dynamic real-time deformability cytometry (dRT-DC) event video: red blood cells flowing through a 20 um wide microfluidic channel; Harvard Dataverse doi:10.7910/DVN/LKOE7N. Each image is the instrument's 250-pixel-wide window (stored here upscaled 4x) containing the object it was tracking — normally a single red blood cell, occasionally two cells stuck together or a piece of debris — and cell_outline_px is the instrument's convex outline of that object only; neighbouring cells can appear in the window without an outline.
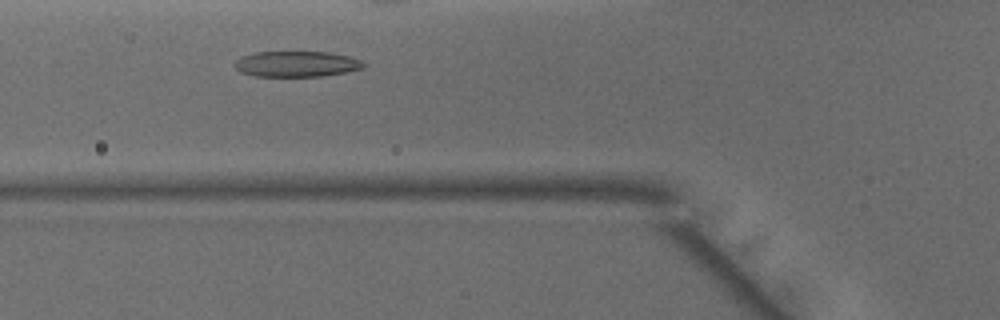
{"species": "common noctule bat (a hibernating species)", "species_latin": "Nyctalus noctula", "temperature_condition": "warm", "stored_images_in_passage": 28, "camera_frame_rate_fps": 3000, "um_per_image_px": 0.085, "animal": {"sex": "male", "body_mass_g": 15.6}, "frame": {"image": 1, "passage_image": 6, "time_ms": 1.667, "image_size_px": [1000, 320], "cell_outline_px": [[368, 64], [364, 68], [324, 76], [256, 76], [240, 72], [232, 64], [240, 56], [256, 52], [328, 52], [348, 56], [364, 60]], "centroid_in_image_um": [25.22, 5.43], "position_along_channel_um": 100.6, "area_um2": 19.48}}
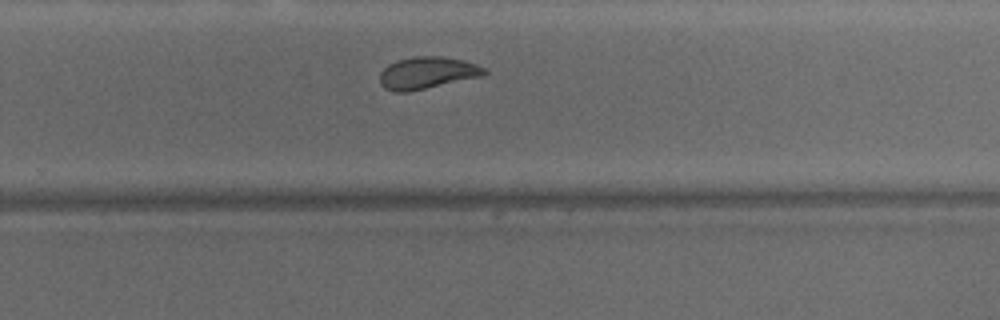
{"frame": {"image": 2, "passage_image": 20, "time_ms": 6.333, "image_size_px": [1000, 320], "cell_outline_px": [[488, 72], [484, 76], [408, 92], [392, 92], [384, 88], [380, 84], [380, 72], [388, 64], [396, 60], [416, 56], [440, 56], [464, 60], [488, 68]], "centroid_in_image_um": [36.33, 6.2], "position_along_channel_um": 293.5, "area_um2": 19.83}}
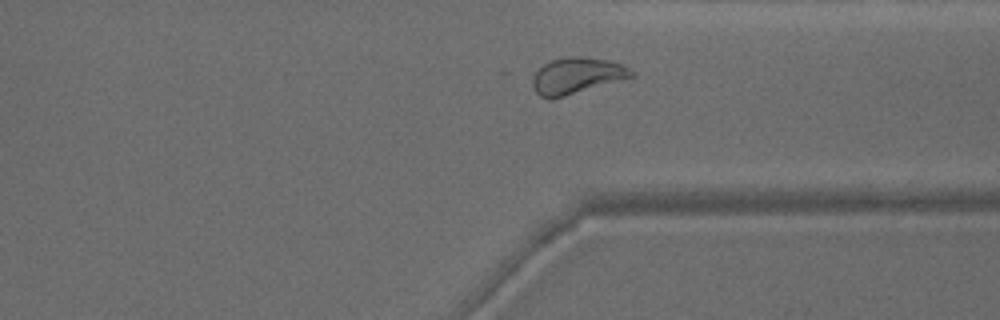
{"frame": {"image": 3, "passage_image": 25, "time_ms": 8.0, "image_size_px": [1000, 320], "cell_outline_px": [[636, 76], [564, 96], [540, 96], [536, 92], [532, 84], [532, 76], [544, 64], [552, 60], [572, 56], [576, 56], [608, 60], [620, 64], [636, 72]], "centroid_in_image_um": [49.06, 6.41], "position_along_channel_um": 362.3, "area_um2": 20.35}, "authors_computed_cell_mechanics": {"area_um2": 19.5075, "velocity_mm_per_s": 4.1387, "shape_relaxation_time_tau1_ms": 4.8516, "shape_relaxation_time_tau2_ms": 2.1315, "deformation_change_tau1": 0.1839, "deformation_change_tau2": 0.0966}}